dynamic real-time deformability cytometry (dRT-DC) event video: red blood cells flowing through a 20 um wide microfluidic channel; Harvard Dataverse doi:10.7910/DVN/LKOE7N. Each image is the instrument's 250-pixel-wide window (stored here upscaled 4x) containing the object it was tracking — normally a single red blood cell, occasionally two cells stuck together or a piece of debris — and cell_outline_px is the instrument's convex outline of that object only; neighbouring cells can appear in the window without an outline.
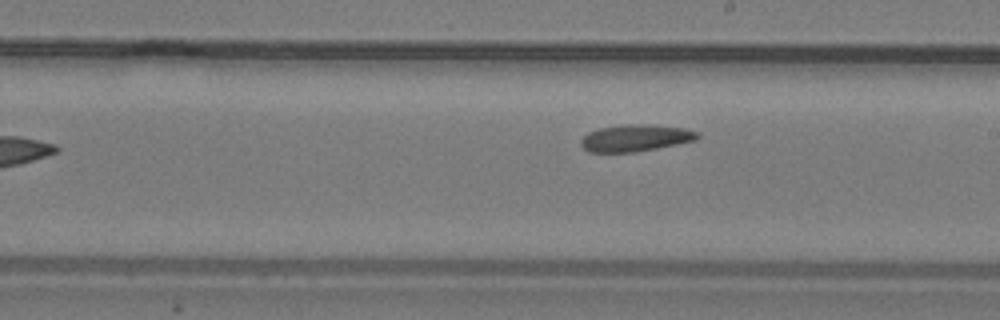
{"species": "common noctule bat (a hibernating species)", "species_latin": "Nyctalus noctula", "temperature_condition": "warm", "stored_images_in_passage": 10, "segment_of_instrument_passage": [2, 2], "camera_frame_rate_fps": 3000, "um_per_image_px": 0.085, "animal": {"sex": "male", "body_mass_g": 19.2, "forearm_length_mm": 51.8}, "frame": {"image": 1, "passage_image": 10, "time_ms": 3.0, "image_size_px": [1000, 320], "cell_outline_px": [[700, 136], [696, 140], [636, 152], [588, 152], [580, 144], [580, 140], [588, 132], [600, 128], [620, 124], [648, 124], [684, 128], [696, 132]], "centroid_in_image_um": [53.98, 11.72], "position_along_channel_um": 235.0, "area_um2": 18.21}}